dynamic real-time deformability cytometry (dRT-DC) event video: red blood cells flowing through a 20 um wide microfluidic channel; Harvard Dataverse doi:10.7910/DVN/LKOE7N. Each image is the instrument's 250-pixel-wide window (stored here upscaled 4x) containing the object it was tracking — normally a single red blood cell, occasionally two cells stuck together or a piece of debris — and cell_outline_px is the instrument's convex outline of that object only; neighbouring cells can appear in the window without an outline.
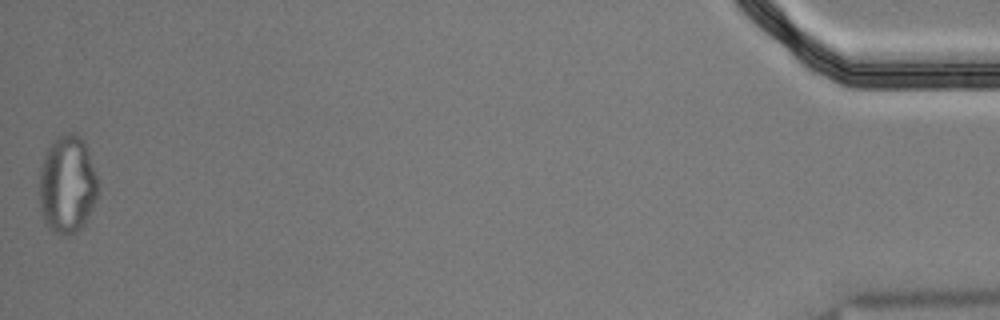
{"species": "Egyptian fruit bat (a non-hibernating species)", "species_latin": "Rousettus aegyptiacus", "temperature_condition": "cold", "stored_images_in_passage": 54, "segment_of_instrument_passage": [2, 2], "camera_frame_rate_fps": 3000, "um_per_image_px": 0.085, "animal": {"sex": "male"}, "frame": {"image": 1, "passage_image": 54, "time_ms": 17.667, "image_size_px": [1000, 320], "cell_outline_px": [[96, 200], [84, 224], [76, 232], [64, 236], [56, 232], [48, 224], [40, 208], [40, 172], [48, 148], [60, 136], [72, 132], [80, 136], [84, 140], [96, 176]], "centroid_in_image_um": [5.73, 15.69], "position_along_channel_um": 429.5, "area_um2": 32.43}}